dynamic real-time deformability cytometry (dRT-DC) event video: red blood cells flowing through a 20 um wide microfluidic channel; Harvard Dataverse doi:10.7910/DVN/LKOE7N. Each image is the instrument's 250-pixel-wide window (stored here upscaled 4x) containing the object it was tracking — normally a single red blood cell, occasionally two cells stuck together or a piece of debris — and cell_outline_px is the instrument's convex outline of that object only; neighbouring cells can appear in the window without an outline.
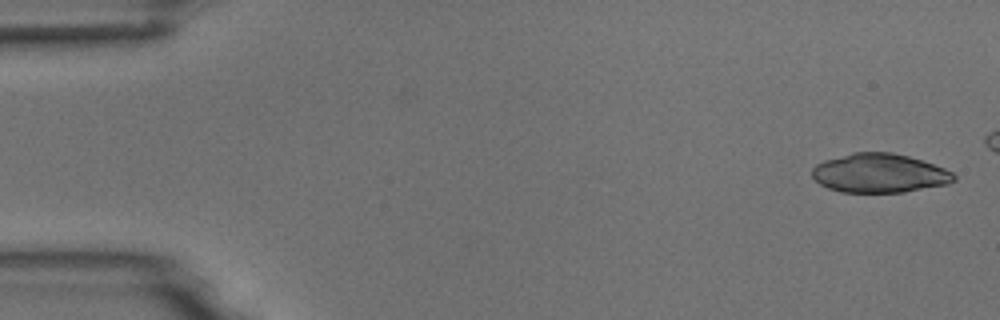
{"species": "common noctule bat (a hibernating species)", "species_latin": "Nyctalus noctula", "temperature_condition": "room temperature", "stored_images_in_passage": 6, "camera_frame_rate_fps": 3000, "um_per_image_px": 0.085, "animal": {"sex": "male", "body_mass_g": 18.8}, "frame": {"image": 1, "passage_image": 1, "time_ms": 0.0, "image_size_px": [1000, 320], "cell_outline_px": [[956, 180], [948, 184], [904, 192], [840, 192], [828, 188], [820, 184], [812, 176], [812, 168], [816, 164], [824, 160], [852, 152], [892, 152], [908, 156], [944, 168], [952, 172], [956, 176]], "centroid_in_image_um": [74.74, 14.72], "position_along_channel_um": 10.3, "area_um2": 32.25}}
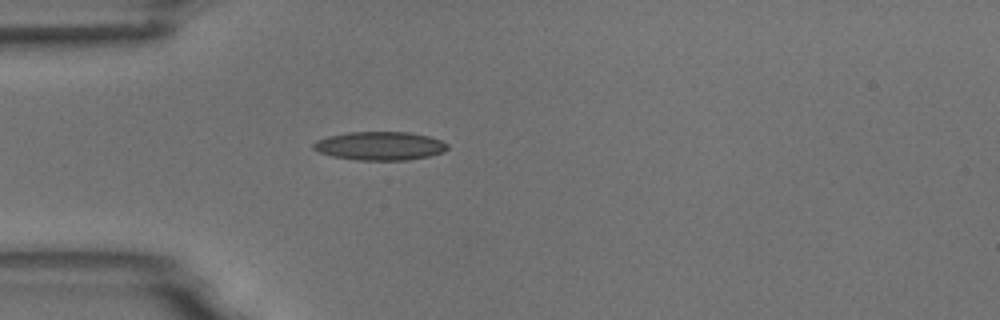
{"frame": {"image": 2, "passage_image": 6, "time_ms": 6.667, "image_size_px": [1000, 320], "cell_outline_px": [[448, 148], [444, 152], [428, 156], [408, 160], [356, 160], [332, 156], [320, 152], [312, 148], [312, 144], [316, 140], [328, 136], [348, 132], [408, 132], [428, 136], [440, 140], [448, 144]], "centroid_in_image_um": [32.28, 12.4], "position_along_channel_um": 52.7, "area_um2": 22.31}}